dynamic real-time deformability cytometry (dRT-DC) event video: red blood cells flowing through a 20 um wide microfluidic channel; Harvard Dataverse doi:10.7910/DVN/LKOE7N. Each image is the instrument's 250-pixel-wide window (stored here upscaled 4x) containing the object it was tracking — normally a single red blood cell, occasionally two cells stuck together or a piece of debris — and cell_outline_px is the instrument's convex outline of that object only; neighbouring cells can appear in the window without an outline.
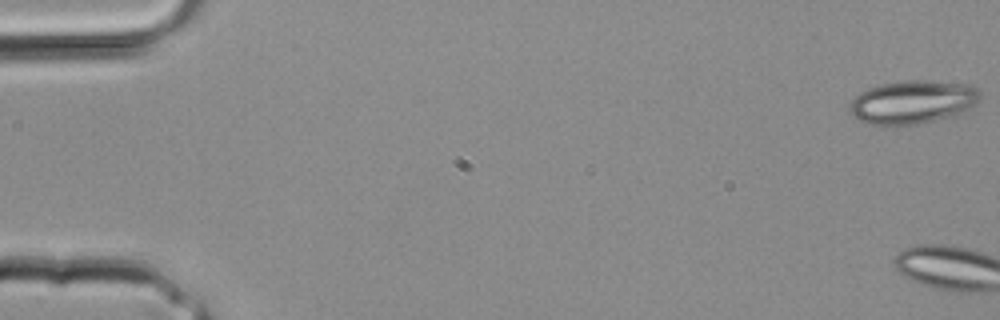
{"species": "common noctule bat (a hibernating species)", "species_latin": "Nyctalus noctula", "temperature_condition": "room temperature", "stored_images_in_passage": 3, "camera_frame_rate_fps": 3000, "um_per_image_px": 0.085, "animal": {"sex": "male", "body_mass_g": 20.4}, "frame": {"image": 1, "passage_image": 1, "time_ms": 0.0, "image_size_px": [1000, 320], "cell_outline_px": [[980, 100], [976, 104], [952, 116], [936, 120], [916, 124], [884, 128], [868, 124], [860, 120], [848, 112], [848, 104], [860, 92], [868, 88], [884, 84], [908, 80], [924, 80], [972, 84], [980, 92]], "centroid_in_image_um": [77.54, 8.7], "position_along_channel_um": 7.5, "area_um2": 33.47}}